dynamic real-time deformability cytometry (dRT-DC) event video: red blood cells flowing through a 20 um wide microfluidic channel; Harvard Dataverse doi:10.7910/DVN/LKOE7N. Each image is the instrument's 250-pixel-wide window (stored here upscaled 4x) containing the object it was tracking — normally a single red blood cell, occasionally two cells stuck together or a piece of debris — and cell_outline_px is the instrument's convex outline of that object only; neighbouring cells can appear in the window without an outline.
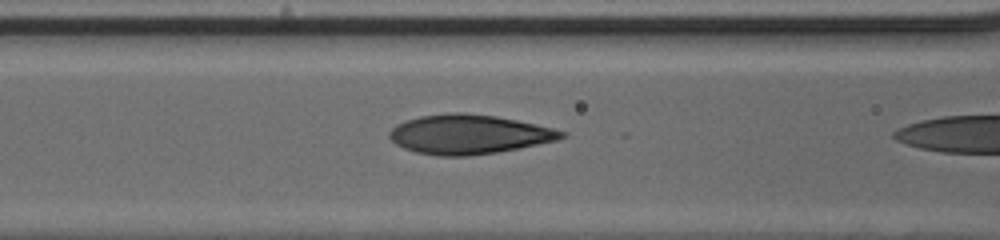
{"species": "human", "species_latin": "Homo sapiens", "temperature_condition": "cold", "stored_images_in_passage": 9, "camera_frame_rate_fps": 3000, "um_per_image_px": 0.085, "donor": {"sex": "male"}, "frame": {"image": 1, "passage_image": 8, "time_ms": 2.333, "image_size_px": [1000, 240], "cell_outline_px": [[568, 136], [556, 140], [496, 152], [468, 156], [436, 156], [416, 152], [404, 148], [396, 144], [388, 136], [388, 132], [396, 124], [404, 120], [420, 116], [448, 112], [464, 112], [496, 116], [516, 120], [552, 128], [568, 132]], "centroid_in_image_um": [39.81, 11.41], "position_along_channel_um": 126.8, "area_um2": 39.48}}